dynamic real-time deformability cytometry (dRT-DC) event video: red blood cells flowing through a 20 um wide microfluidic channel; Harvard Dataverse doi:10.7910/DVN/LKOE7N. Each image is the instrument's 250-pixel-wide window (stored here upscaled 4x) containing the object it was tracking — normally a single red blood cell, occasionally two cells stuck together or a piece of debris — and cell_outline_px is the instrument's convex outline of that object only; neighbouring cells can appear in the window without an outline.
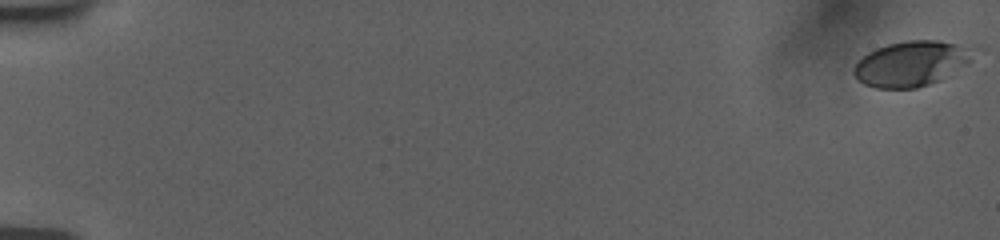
{"species": "human", "species_latin": "Homo sapiens", "temperature_condition": "room temperature", "stored_images_in_passage": 58, "camera_frame_rate_fps": 3000, "um_per_image_px": 0.085, "donor": {"sex": "female"}, "frame": {"image": 1, "passage_image": 1, "time_ms": 0.0, "image_size_px": [1000, 240], "cell_outline_px": [[972, 60], [968, 64], [940, 80], [916, 88], [876, 88], [864, 84], [852, 72], [856, 64], [868, 52], [876, 48], [888, 44], [908, 40], [936, 40], [956, 44]], "centroid_in_image_um": [77.35, 5.43], "position_along_channel_um": 7.6, "area_um2": 30.46}}
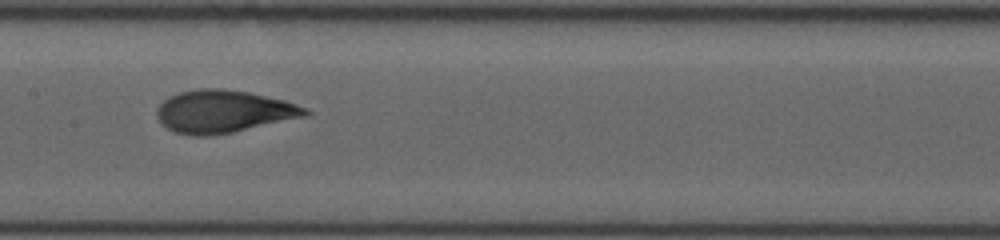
{"frame": {"image": 2, "passage_image": 32, "time_ms": 10.0, "image_size_px": [1000, 240], "cell_outline_px": [[312, 112], [308, 116], [232, 132], [208, 136], [196, 136], [176, 132], [168, 128], [156, 116], [156, 108], [164, 100], [180, 92], [200, 88], [224, 88], [248, 92], [284, 100], [308, 108]], "centroid_in_image_um": [19.03, 9.47], "position_along_channel_um": 188.4, "area_um2": 36.7}}
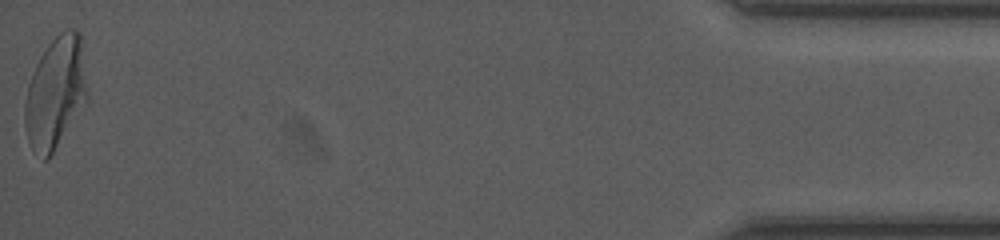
{"frame": {"image": 3, "passage_image": 58, "time_ms": 18.667, "image_size_px": [1000, 240], "cell_outline_px": [[88, 100], [48, 160], [44, 160], [32, 148], [28, 140], [24, 124], [24, 104], [28, 84], [36, 64], [40, 56], [48, 44], [64, 28], [76, 28], [80, 32], [88, 92]], "centroid_in_image_um": [4.73, 7.86], "position_along_channel_um": 430.5, "area_um2": 40.86}, "authors_computed_cell_mechanics": {"area_um2": 34.9979, "velocity_mm_per_s": 3.7641, "shape_relaxation_time_tau1_ms": 5.5283, "shape_relaxation_time_tau2_ms": 0.7772, "deformation_change_tau1": 0.2128, "deformation_change_tau2": 0.0679}}